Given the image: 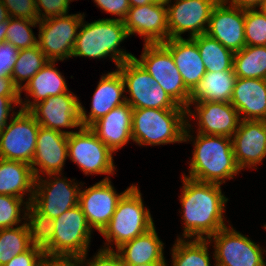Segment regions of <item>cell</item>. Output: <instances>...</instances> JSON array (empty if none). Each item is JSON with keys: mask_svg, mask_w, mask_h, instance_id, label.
<instances>
[{"mask_svg": "<svg viewBox=\"0 0 266 266\" xmlns=\"http://www.w3.org/2000/svg\"><path fill=\"white\" fill-rule=\"evenodd\" d=\"M182 220L184 239H209L224 228L223 216L228 198L219 184L199 182L182 176Z\"/></svg>", "mask_w": 266, "mask_h": 266, "instance_id": "1", "label": "cell"}, {"mask_svg": "<svg viewBox=\"0 0 266 266\" xmlns=\"http://www.w3.org/2000/svg\"><path fill=\"white\" fill-rule=\"evenodd\" d=\"M189 122L187 120L184 142L195 139L194 150L189 163V176L185 174L183 176L195 181L219 185L225 183L226 179H233L241 170L235 161L232 138L201 133H197L195 138L190 134Z\"/></svg>", "mask_w": 266, "mask_h": 266, "instance_id": "2", "label": "cell"}, {"mask_svg": "<svg viewBox=\"0 0 266 266\" xmlns=\"http://www.w3.org/2000/svg\"><path fill=\"white\" fill-rule=\"evenodd\" d=\"M79 29L72 57L100 59L110 56L117 67L134 58L133 54L118 47L129 37L123 21L106 18L88 23L83 17Z\"/></svg>", "mask_w": 266, "mask_h": 266, "instance_id": "3", "label": "cell"}, {"mask_svg": "<svg viewBox=\"0 0 266 266\" xmlns=\"http://www.w3.org/2000/svg\"><path fill=\"white\" fill-rule=\"evenodd\" d=\"M186 109H133L132 140L140 146L184 142Z\"/></svg>", "mask_w": 266, "mask_h": 266, "instance_id": "4", "label": "cell"}, {"mask_svg": "<svg viewBox=\"0 0 266 266\" xmlns=\"http://www.w3.org/2000/svg\"><path fill=\"white\" fill-rule=\"evenodd\" d=\"M154 226L150 211L144 207L142 194L135 184L119 200L109 224L101 233L106 239L103 249L114 250L109 246L113 242L117 249Z\"/></svg>", "mask_w": 266, "mask_h": 266, "instance_id": "5", "label": "cell"}, {"mask_svg": "<svg viewBox=\"0 0 266 266\" xmlns=\"http://www.w3.org/2000/svg\"><path fill=\"white\" fill-rule=\"evenodd\" d=\"M134 59L146 70L158 85L180 106L189 107L190 91L174 63L170 51L162 44H144L140 59Z\"/></svg>", "mask_w": 266, "mask_h": 266, "instance_id": "6", "label": "cell"}, {"mask_svg": "<svg viewBox=\"0 0 266 266\" xmlns=\"http://www.w3.org/2000/svg\"><path fill=\"white\" fill-rule=\"evenodd\" d=\"M53 220V258L79 259L88 252L92 229L79 204Z\"/></svg>", "mask_w": 266, "mask_h": 266, "instance_id": "7", "label": "cell"}, {"mask_svg": "<svg viewBox=\"0 0 266 266\" xmlns=\"http://www.w3.org/2000/svg\"><path fill=\"white\" fill-rule=\"evenodd\" d=\"M84 13L67 14L39 21L37 45L49 61L71 58Z\"/></svg>", "mask_w": 266, "mask_h": 266, "instance_id": "8", "label": "cell"}, {"mask_svg": "<svg viewBox=\"0 0 266 266\" xmlns=\"http://www.w3.org/2000/svg\"><path fill=\"white\" fill-rule=\"evenodd\" d=\"M10 123L0 131V158L31 165L40 125L26 110L13 111Z\"/></svg>", "mask_w": 266, "mask_h": 266, "instance_id": "9", "label": "cell"}, {"mask_svg": "<svg viewBox=\"0 0 266 266\" xmlns=\"http://www.w3.org/2000/svg\"><path fill=\"white\" fill-rule=\"evenodd\" d=\"M112 155L89 127H81L68 135V157L85 175H113L116 168Z\"/></svg>", "mask_w": 266, "mask_h": 266, "instance_id": "10", "label": "cell"}, {"mask_svg": "<svg viewBox=\"0 0 266 266\" xmlns=\"http://www.w3.org/2000/svg\"><path fill=\"white\" fill-rule=\"evenodd\" d=\"M208 240L214 242L215 266H266L265 249L233 227L225 226Z\"/></svg>", "mask_w": 266, "mask_h": 266, "instance_id": "11", "label": "cell"}, {"mask_svg": "<svg viewBox=\"0 0 266 266\" xmlns=\"http://www.w3.org/2000/svg\"><path fill=\"white\" fill-rule=\"evenodd\" d=\"M219 0H165L167 8L168 39L182 38L190 32V37L206 34L213 7ZM207 24V25H206Z\"/></svg>", "mask_w": 266, "mask_h": 266, "instance_id": "12", "label": "cell"}, {"mask_svg": "<svg viewBox=\"0 0 266 266\" xmlns=\"http://www.w3.org/2000/svg\"><path fill=\"white\" fill-rule=\"evenodd\" d=\"M62 174H48L50 179L35 178L31 203L42 213L54 219L79 204V188L75 182L60 178ZM52 177L54 179H52Z\"/></svg>", "mask_w": 266, "mask_h": 266, "instance_id": "13", "label": "cell"}, {"mask_svg": "<svg viewBox=\"0 0 266 266\" xmlns=\"http://www.w3.org/2000/svg\"><path fill=\"white\" fill-rule=\"evenodd\" d=\"M109 178L106 176L93 186L80 189L79 193V205L88 225L99 233H102L109 224L119 200L133 186V184L130 185L125 191L118 194Z\"/></svg>", "mask_w": 266, "mask_h": 266, "instance_id": "14", "label": "cell"}, {"mask_svg": "<svg viewBox=\"0 0 266 266\" xmlns=\"http://www.w3.org/2000/svg\"><path fill=\"white\" fill-rule=\"evenodd\" d=\"M80 101L73 92L51 96L35 104L29 112L41 127L57 130L70 135L74 131H62L60 128H81Z\"/></svg>", "mask_w": 266, "mask_h": 266, "instance_id": "15", "label": "cell"}, {"mask_svg": "<svg viewBox=\"0 0 266 266\" xmlns=\"http://www.w3.org/2000/svg\"><path fill=\"white\" fill-rule=\"evenodd\" d=\"M206 34L233 53L246 46L245 10L219 0L213 7Z\"/></svg>", "mask_w": 266, "mask_h": 266, "instance_id": "16", "label": "cell"}, {"mask_svg": "<svg viewBox=\"0 0 266 266\" xmlns=\"http://www.w3.org/2000/svg\"><path fill=\"white\" fill-rule=\"evenodd\" d=\"M128 36L138 34L145 44L168 40L167 8L165 0L143 6L130 7L123 20Z\"/></svg>", "mask_w": 266, "mask_h": 266, "instance_id": "17", "label": "cell"}, {"mask_svg": "<svg viewBox=\"0 0 266 266\" xmlns=\"http://www.w3.org/2000/svg\"><path fill=\"white\" fill-rule=\"evenodd\" d=\"M195 103L192 112L190 106ZM196 112V114H195ZM187 119L197 118L198 132L207 135H220L232 138L240 123L236 108L230 102H193L186 109ZM194 116V117H193Z\"/></svg>", "mask_w": 266, "mask_h": 266, "instance_id": "18", "label": "cell"}, {"mask_svg": "<svg viewBox=\"0 0 266 266\" xmlns=\"http://www.w3.org/2000/svg\"><path fill=\"white\" fill-rule=\"evenodd\" d=\"M232 144L239 169L255 168L266 157V121L240 120Z\"/></svg>", "mask_w": 266, "mask_h": 266, "instance_id": "19", "label": "cell"}, {"mask_svg": "<svg viewBox=\"0 0 266 266\" xmlns=\"http://www.w3.org/2000/svg\"><path fill=\"white\" fill-rule=\"evenodd\" d=\"M67 157L68 135L40 126L36 150L31 163L34 177L40 178L45 174H61Z\"/></svg>", "mask_w": 266, "mask_h": 266, "instance_id": "20", "label": "cell"}, {"mask_svg": "<svg viewBox=\"0 0 266 266\" xmlns=\"http://www.w3.org/2000/svg\"><path fill=\"white\" fill-rule=\"evenodd\" d=\"M124 79L117 69L109 72L101 79L93 93L91 111L87 115L84 107L80 105V122L82 127H90L95 121L105 116L113 108L126 102Z\"/></svg>", "mask_w": 266, "mask_h": 266, "instance_id": "21", "label": "cell"}, {"mask_svg": "<svg viewBox=\"0 0 266 266\" xmlns=\"http://www.w3.org/2000/svg\"><path fill=\"white\" fill-rule=\"evenodd\" d=\"M133 108L125 102L113 108L89 128L113 153L132 140Z\"/></svg>", "mask_w": 266, "mask_h": 266, "instance_id": "22", "label": "cell"}, {"mask_svg": "<svg viewBox=\"0 0 266 266\" xmlns=\"http://www.w3.org/2000/svg\"><path fill=\"white\" fill-rule=\"evenodd\" d=\"M230 103L240 120L266 121V80L237 78Z\"/></svg>", "mask_w": 266, "mask_h": 266, "instance_id": "23", "label": "cell"}, {"mask_svg": "<svg viewBox=\"0 0 266 266\" xmlns=\"http://www.w3.org/2000/svg\"><path fill=\"white\" fill-rule=\"evenodd\" d=\"M171 53L186 88L191 92L206 69L198 46L192 38H171L162 43Z\"/></svg>", "mask_w": 266, "mask_h": 266, "instance_id": "24", "label": "cell"}, {"mask_svg": "<svg viewBox=\"0 0 266 266\" xmlns=\"http://www.w3.org/2000/svg\"><path fill=\"white\" fill-rule=\"evenodd\" d=\"M54 66L55 61H49L22 88L20 93L26 91V94L33 97L34 101L32 102L29 101V98L28 100L25 98L23 102L22 99H20V109L29 111L35 104L51 96L69 92L65 78Z\"/></svg>", "mask_w": 266, "mask_h": 266, "instance_id": "25", "label": "cell"}, {"mask_svg": "<svg viewBox=\"0 0 266 266\" xmlns=\"http://www.w3.org/2000/svg\"><path fill=\"white\" fill-rule=\"evenodd\" d=\"M164 243L159 239L155 226L117 248L124 264H166Z\"/></svg>", "mask_w": 266, "mask_h": 266, "instance_id": "26", "label": "cell"}, {"mask_svg": "<svg viewBox=\"0 0 266 266\" xmlns=\"http://www.w3.org/2000/svg\"><path fill=\"white\" fill-rule=\"evenodd\" d=\"M35 177L31 165L22 161L0 158V195H11L24 199L29 192L27 202L34 194Z\"/></svg>", "mask_w": 266, "mask_h": 266, "instance_id": "27", "label": "cell"}, {"mask_svg": "<svg viewBox=\"0 0 266 266\" xmlns=\"http://www.w3.org/2000/svg\"><path fill=\"white\" fill-rule=\"evenodd\" d=\"M236 80L234 70L206 72L190 92L189 103L231 102Z\"/></svg>", "mask_w": 266, "mask_h": 266, "instance_id": "28", "label": "cell"}, {"mask_svg": "<svg viewBox=\"0 0 266 266\" xmlns=\"http://www.w3.org/2000/svg\"><path fill=\"white\" fill-rule=\"evenodd\" d=\"M117 69L124 79L125 89L128 88L125 92L130 94L129 98L125 96L126 102L133 109L147 108L148 91L158 82L134 58L121 63Z\"/></svg>", "mask_w": 266, "mask_h": 266, "instance_id": "29", "label": "cell"}, {"mask_svg": "<svg viewBox=\"0 0 266 266\" xmlns=\"http://www.w3.org/2000/svg\"><path fill=\"white\" fill-rule=\"evenodd\" d=\"M24 215L30 244L44 251L46 258H53L54 220L40 212L31 202Z\"/></svg>", "mask_w": 266, "mask_h": 266, "instance_id": "30", "label": "cell"}, {"mask_svg": "<svg viewBox=\"0 0 266 266\" xmlns=\"http://www.w3.org/2000/svg\"><path fill=\"white\" fill-rule=\"evenodd\" d=\"M204 63L206 72H220L233 69L234 53L207 34L192 38Z\"/></svg>", "mask_w": 266, "mask_h": 266, "instance_id": "31", "label": "cell"}, {"mask_svg": "<svg viewBox=\"0 0 266 266\" xmlns=\"http://www.w3.org/2000/svg\"><path fill=\"white\" fill-rule=\"evenodd\" d=\"M237 78L266 80V46H245L233 56Z\"/></svg>", "mask_w": 266, "mask_h": 266, "instance_id": "32", "label": "cell"}, {"mask_svg": "<svg viewBox=\"0 0 266 266\" xmlns=\"http://www.w3.org/2000/svg\"><path fill=\"white\" fill-rule=\"evenodd\" d=\"M208 239L178 237L172 248V266H210Z\"/></svg>", "mask_w": 266, "mask_h": 266, "instance_id": "33", "label": "cell"}, {"mask_svg": "<svg viewBox=\"0 0 266 266\" xmlns=\"http://www.w3.org/2000/svg\"><path fill=\"white\" fill-rule=\"evenodd\" d=\"M48 62L49 60L40 50L38 45L32 48L19 50L11 74L14 85L19 89V91H21L30 79ZM24 81L26 82L23 85L22 83Z\"/></svg>", "mask_w": 266, "mask_h": 266, "instance_id": "34", "label": "cell"}, {"mask_svg": "<svg viewBox=\"0 0 266 266\" xmlns=\"http://www.w3.org/2000/svg\"><path fill=\"white\" fill-rule=\"evenodd\" d=\"M32 247L25 224L0 229V266Z\"/></svg>", "mask_w": 266, "mask_h": 266, "instance_id": "35", "label": "cell"}, {"mask_svg": "<svg viewBox=\"0 0 266 266\" xmlns=\"http://www.w3.org/2000/svg\"><path fill=\"white\" fill-rule=\"evenodd\" d=\"M38 23L39 21L10 17L8 20L5 42L12 44L19 50L36 46L38 39L35 37L31 27L37 26Z\"/></svg>", "mask_w": 266, "mask_h": 266, "instance_id": "36", "label": "cell"}, {"mask_svg": "<svg viewBox=\"0 0 266 266\" xmlns=\"http://www.w3.org/2000/svg\"><path fill=\"white\" fill-rule=\"evenodd\" d=\"M246 46H266V14L259 8L245 10Z\"/></svg>", "mask_w": 266, "mask_h": 266, "instance_id": "37", "label": "cell"}, {"mask_svg": "<svg viewBox=\"0 0 266 266\" xmlns=\"http://www.w3.org/2000/svg\"><path fill=\"white\" fill-rule=\"evenodd\" d=\"M28 202L23 201L19 197L11 195H0V229L11 228L21 223V219H25V215L21 218V210L27 208ZM24 206V209L21 206Z\"/></svg>", "mask_w": 266, "mask_h": 266, "instance_id": "38", "label": "cell"}, {"mask_svg": "<svg viewBox=\"0 0 266 266\" xmlns=\"http://www.w3.org/2000/svg\"><path fill=\"white\" fill-rule=\"evenodd\" d=\"M7 8L9 17L38 20L35 0H2Z\"/></svg>", "mask_w": 266, "mask_h": 266, "instance_id": "39", "label": "cell"}, {"mask_svg": "<svg viewBox=\"0 0 266 266\" xmlns=\"http://www.w3.org/2000/svg\"><path fill=\"white\" fill-rule=\"evenodd\" d=\"M70 1L73 0H35L38 20L67 15Z\"/></svg>", "mask_w": 266, "mask_h": 266, "instance_id": "40", "label": "cell"}, {"mask_svg": "<svg viewBox=\"0 0 266 266\" xmlns=\"http://www.w3.org/2000/svg\"><path fill=\"white\" fill-rule=\"evenodd\" d=\"M87 254L85 253L78 259L80 266H125L119 254L114 250L101 248L92 260L86 259Z\"/></svg>", "mask_w": 266, "mask_h": 266, "instance_id": "41", "label": "cell"}, {"mask_svg": "<svg viewBox=\"0 0 266 266\" xmlns=\"http://www.w3.org/2000/svg\"><path fill=\"white\" fill-rule=\"evenodd\" d=\"M147 108L156 109H185L178 105L160 85H153L148 91Z\"/></svg>", "mask_w": 266, "mask_h": 266, "instance_id": "42", "label": "cell"}, {"mask_svg": "<svg viewBox=\"0 0 266 266\" xmlns=\"http://www.w3.org/2000/svg\"><path fill=\"white\" fill-rule=\"evenodd\" d=\"M45 259V252L35 246H32L24 253L13 257L3 266H41Z\"/></svg>", "mask_w": 266, "mask_h": 266, "instance_id": "43", "label": "cell"}, {"mask_svg": "<svg viewBox=\"0 0 266 266\" xmlns=\"http://www.w3.org/2000/svg\"><path fill=\"white\" fill-rule=\"evenodd\" d=\"M19 49L12 44L3 42L0 44V78L10 76L14 68Z\"/></svg>", "mask_w": 266, "mask_h": 266, "instance_id": "44", "label": "cell"}, {"mask_svg": "<svg viewBox=\"0 0 266 266\" xmlns=\"http://www.w3.org/2000/svg\"><path fill=\"white\" fill-rule=\"evenodd\" d=\"M94 3L106 13L118 16V19L123 21L130 9L128 0H94Z\"/></svg>", "mask_w": 266, "mask_h": 266, "instance_id": "45", "label": "cell"}, {"mask_svg": "<svg viewBox=\"0 0 266 266\" xmlns=\"http://www.w3.org/2000/svg\"><path fill=\"white\" fill-rule=\"evenodd\" d=\"M20 99L21 96H0V131L8 124L9 113L14 110L13 106L17 107L20 104Z\"/></svg>", "mask_w": 266, "mask_h": 266, "instance_id": "46", "label": "cell"}, {"mask_svg": "<svg viewBox=\"0 0 266 266\" xmlns=\"http://www.w3.org/2000/svg\"><path fill=\"white\" fill-rule=\"evenodd\" d=\"M0 96H21L10 76L0 78Z\"/></svg>", "mask_w": 266, "mask_h": 266, "instance_id": "47", "label": "cell"}, {"mask_svg": "<svg viewBox=\"0 0 266 266\" xmlns=\"http://www.w3.org/2000/svg\"><path fill=\"white\" fill-rule=\"evenodd\" d=\"M231 6L240 8L242 10L260 8L264 0H225Z\"/></svg>", "mask_w": 266, "mask_h": 266, "instance_id": "48", "label": "cell"}, {"mask_svg": "<svg viewBox=\"0 0 266 266\" xmlns=\"http://www.w3.org/2000/svg\"><path fill=\"white\" fill-rule=\"evenodd\" d=\"M41 266H80L78 259L46 258Z\"/></svg>", "mask_w": 266, "mask_h": 266, "instance_id": "49", "label": "cell"}, {"mask_svg": "<svg viewBox=\"0 0 266 266\" xmlns=\"http://www.w3.org/2000/svg\"><path fill=\"white\" fill-rule=\"evenodd\" d=\"M9 14L2 0H0V23L9 20Z\"/></svg>", "mask_w": 266, "mask_h": 266, "instance_id": "50", "label": "cell"}, {"mask_svg": "<svg viewBox=\"0 0 266 266\" xmlns=\"http://www.w3.org/2000/svg\"><path fill=\"white\" fill-rule=\"evenodd\" d=\"M130 7H135V6H143L146 4H151V3H155L161 0H128Z\"/></svg>", "mask_w": 266, "mask_h": 266, "instance_id": "51", "label": "cell"}, {"mask_svg": "<svg viewBox=\"0 0 266 266\" xmlns=\"http://www.w3.org/2000/svg\"><path fill=\"white\" fill-rule=\"evenodd\" d=\"M7 28H8V21L0 23V44L5 42V35Z\"/></svg>", "mask_w": 266, "mask_h": 266, "instance_id": "52", "label": "cell"}, {"mask_svg": "<svg viewBox=\"0 0 266 266\" xmlns=\"http://www.w3.org/2000/svg\"><path fill=\"white\" fill-rule=\"evenodd\" d=\"M125 266H167V264H136V265L125 264Z\"/></svg>", "mask_w": 266, "mask_h": 266, "instance_id": "53", "label": "cell"}, {"mask_svg": "<svg viewBox=\"0 0 266 266\" xmlns=\"http://www.w3.org/2000/svg\"><path fill=\"white\" fill-rule=\"evenodd\" d=\"M260 9L266 14V0L262 2Z\"/></svg>", "mask_w": 266, "mask_h": 266, "instance_id": "54", "label": "cell"}]
</instances>
